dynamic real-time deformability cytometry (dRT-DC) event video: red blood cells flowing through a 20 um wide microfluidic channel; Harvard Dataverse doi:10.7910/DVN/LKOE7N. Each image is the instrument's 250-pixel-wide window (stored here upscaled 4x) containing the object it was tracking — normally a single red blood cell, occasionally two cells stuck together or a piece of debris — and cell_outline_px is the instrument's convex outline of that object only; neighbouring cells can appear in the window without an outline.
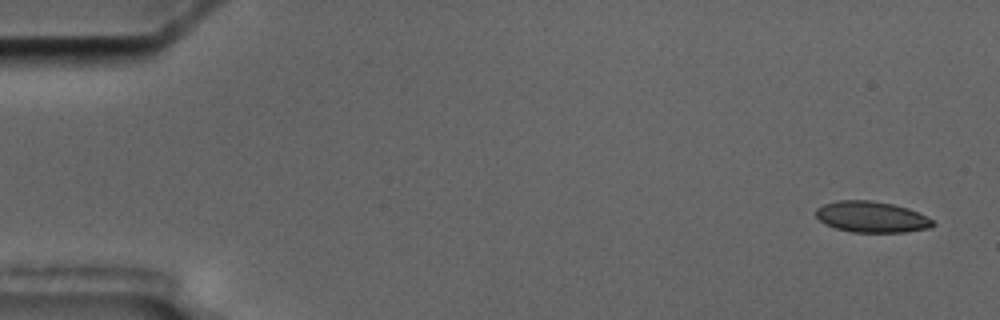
{"species": "common noctule bat (a hibernating species)", "species_latin": "Nyctalus noctula", "temperature_condition": "cold", "stored_images_in_passage": 9, "camera_frame_rate_fps": 3000, "um_per_image_px": 0.085, "animal": {"sex": "male", "body_mass_g": 17.5, "forearm_length_mm": 52.3}, "frame": {"image": 1, "passage_image": 1, "time_ms": 0.0, "image_size_px": [1000, 320], "cell_outline_px": [[936, 224], [932, 228], [904, 232], [852, 232], [836, 228], [824, 224], [816, 216], [816, 208], [824, 204], [836, 200], [872, 200], [892, 204], [908, 208], [932, 220]], "centroid_in_image_um": [74.07, 18.44], "position_along_channel_um": 10.9, "area_um2": 21.15}}
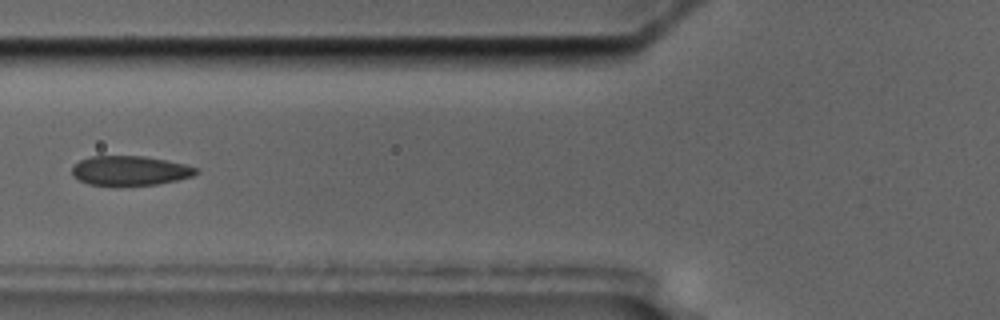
{"frame": {"image": 2, "passage_image": 4, "time_ms": 6.667, "image_size_px": [1000, 320], "cell_outline_px": [[200, 172], [192, 176], [176, 180], [156, 184], [88, 184], [72, 176], [72, 168], [80, 160], [88, 156], [144, 156], [184, 164], [196, 168]], "centroid_in_image_um": [11.03, 14.48], "position_along_channel_um": 114.8, "area_um2": 20.87}}
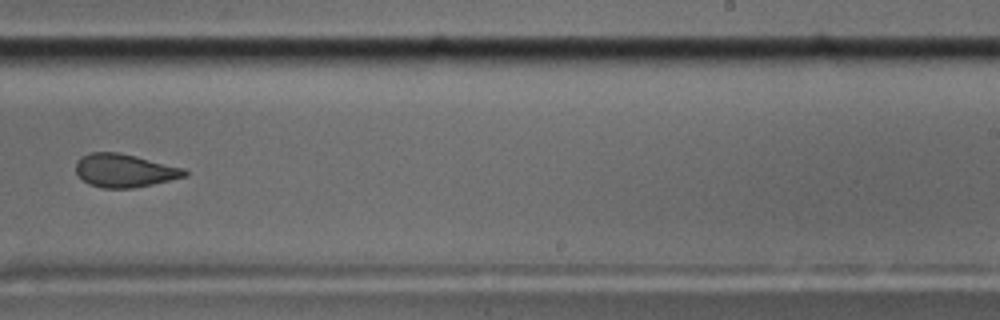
{"frame": {"image": 3, "passage_image": 8, "time_ms": 11.333, "image_size_px": [1000, 320], "cell_outline_px": [[188, 176], [152, 184], [132, 188], [100, 188], [88, 184], [76, 172], [76, 160], [80, 156], [92, 152], [120, 152], [184, 168], [188, 172]], "centroid_in_image_um": [10.57, 14.49], "position_along_channel_um": 278.4, "area_um2": 21.15}}